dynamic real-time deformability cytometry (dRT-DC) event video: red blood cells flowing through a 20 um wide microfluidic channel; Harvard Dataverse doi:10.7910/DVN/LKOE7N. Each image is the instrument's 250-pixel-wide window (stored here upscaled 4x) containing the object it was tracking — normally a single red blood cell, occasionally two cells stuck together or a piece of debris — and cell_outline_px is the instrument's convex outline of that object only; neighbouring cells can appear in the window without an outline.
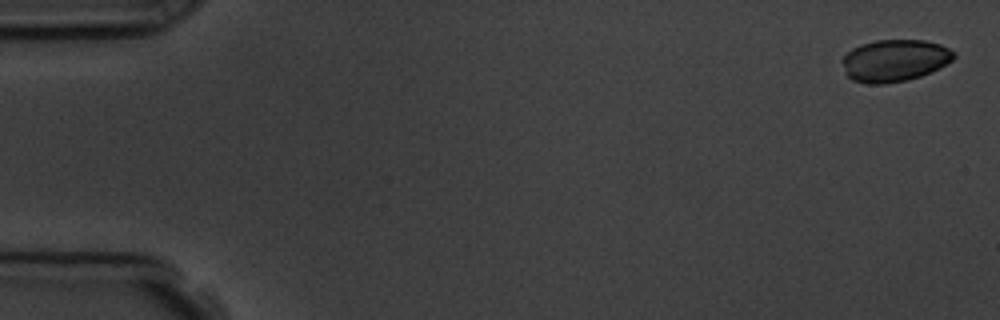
{"species": "common noctule bat (a hibernating species)", "species_latin": "Nyctalus noctula", "temperature_condition": "room temperature", "stored_images_in_passage": 11, "camera_frame_rate_fps": 3000, "um_per_image_px": 0.085, "animal": {"sex": "male", "body_mass_g": 19.5, "forearm_length_mm": 54.6}, "frame": {"image": 1, "passage_image": 1, "time_ms": 0.0, "image_size_px": [1000, 320], "cell_outline_px": [[956, 56], [952, 60], [940, 68], [932, 72], [908, 80], [884, 84], [868, 84], [852, 80], [848, 76], [840, 60], [852, 48], [860, 44], [876, 40], [924, 40], [940, 44], [956, 52]], "centroid_in_image_um": [76.05, 5.14], "position_along_channel_um": 9.0, "area_um2": 27.57}}
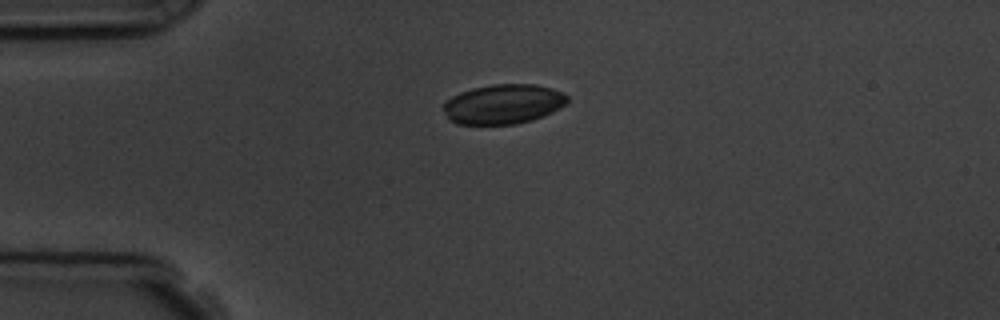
{"frame": {"image": 2, "passage_image": 4, "time_ms": 4.0, "image_size_px": [1000, 320], "cell_outline_px": [[568, 100], [560, 108], [544, 116], [532, 120], [516, 124], [456, 124], [448, 120], [444, 112], [444, 104], [452, 96], [460, 92], [472, 88], [492, 84], [536, 84], [552, 88], [564, 92], [568, 96]], "centroid_in_image_um": [42.79, 8.85], "position_along_channel_um": 42.2, "area_um2": 28.84}}
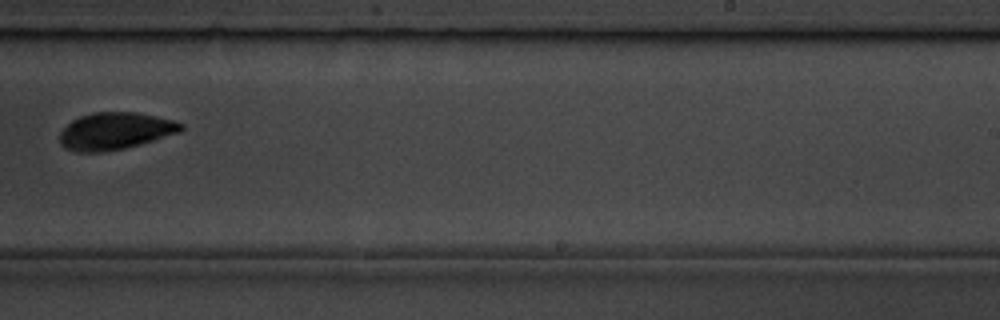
{"frame": {"image": 3, "passage_image": 10, "time_ms": 11.0, "image_size_px": [1000, 320], "cell_outline_px": [[184, 128], [180, 132], [140, 144], [124, 148], [104, 152], [76, 152], [64, 148], [60, 144], [60, 132], [72, 120], [80, 116], [92, 112], [136, 112], [156, 116], [172, 120], [184, 124]], "centroid_in_image_um": [9.77, 11.14], "position_along_channel_um": 279.2, "area_um2": 26.24}}